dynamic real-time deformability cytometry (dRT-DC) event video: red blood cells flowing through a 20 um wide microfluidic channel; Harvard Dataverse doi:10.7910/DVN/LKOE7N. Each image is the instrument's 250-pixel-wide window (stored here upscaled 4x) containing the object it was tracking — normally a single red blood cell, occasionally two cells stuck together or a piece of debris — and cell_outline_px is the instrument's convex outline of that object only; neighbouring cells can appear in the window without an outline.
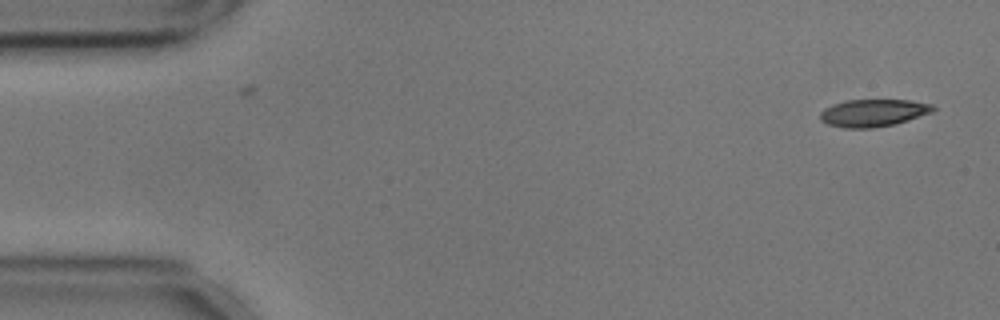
{"species": "common noctule bat (a hibernating species)", "species_latin": "Nyctalus noctula", "temperature_condition": "cold", "stored_images_in_passage": 54, "camera_frame_rate_fps": 3000, "um_per_image_px": 0.085, "animal": {"sex": "male", "body_mass_g": 17.9, "forearm_length_mm": 54.2}, "frame": {"image": 1, "passage_image": 1, "time_ms": 0.0, "image_size_px": [1000, 320], "cell_outline_px": [[936, 108], [932, 112], [896, 124], [872, 128], [844, 128], [828, 124], [820, 120], [820, 112], [824, 108], [832, 104], [848, 100], [908, 100], [932, 104]], "centroid_in_image_um": [74.21, 9.6], "position_along_channel_um": 10.8, "area_um2": 18.03}}
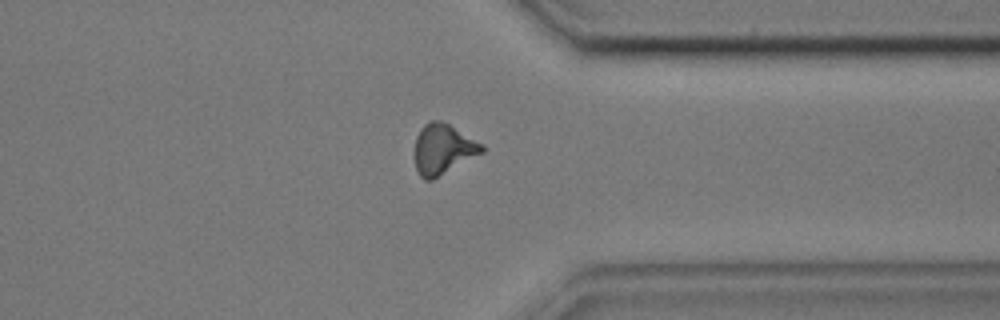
{"frame": {"image": 2, "passage_image": 41, "time_ms": 13.333, "image_size_px": [1000, 320], "cell_outline_px": [[484, 152], [432, 180], [424, 180], [420, 176], [416, 168], [416, 136], [420, 128], [428, 120], [440, 120], [448, 124], [484, 144]], "centroid_in_image_um": [37.67, 12.67], "position_along_channel_um": 373.7, "area_um2": 19.59}}
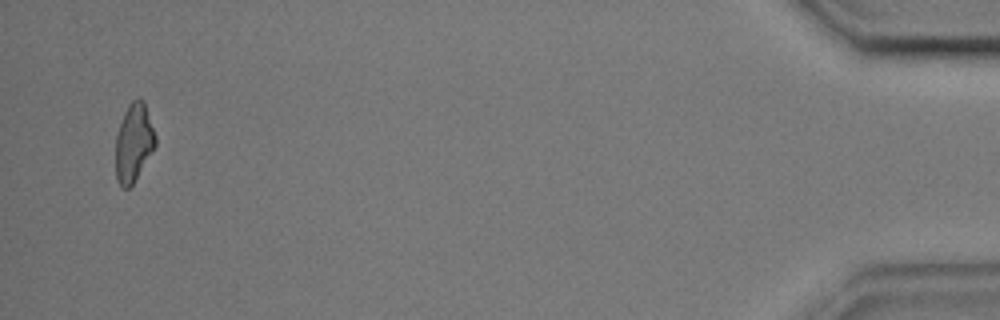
{"frame": {"image": 3, "passage_image": 52, "time_ms": 17.0, "image_size_px": [1000, 320], "cell_outline_px": [[156, 144], [132, 184], [128, 188], [124, 188], [120, 184], [116, 176], [116, 136], [124, 112], [128, 104], [132, 100], [144, 100], [156, 136]], "centroid_in_image_um": [11.36, 12.09], "position_along_channel_um": 423.8, "area_um2": 17.69}, "authors_computed_cell_mechanics": {"area_um2": 19.0162, "velocity_mm_per_s": 3.5896, "shape_relaxation_time_tau1_ms": 3.8742, "shape_relaxation_time_tau2_ms": 4.4415, "deformation_change_tau1": 0.1463, "deformation_change_tau2": 0.1259}}